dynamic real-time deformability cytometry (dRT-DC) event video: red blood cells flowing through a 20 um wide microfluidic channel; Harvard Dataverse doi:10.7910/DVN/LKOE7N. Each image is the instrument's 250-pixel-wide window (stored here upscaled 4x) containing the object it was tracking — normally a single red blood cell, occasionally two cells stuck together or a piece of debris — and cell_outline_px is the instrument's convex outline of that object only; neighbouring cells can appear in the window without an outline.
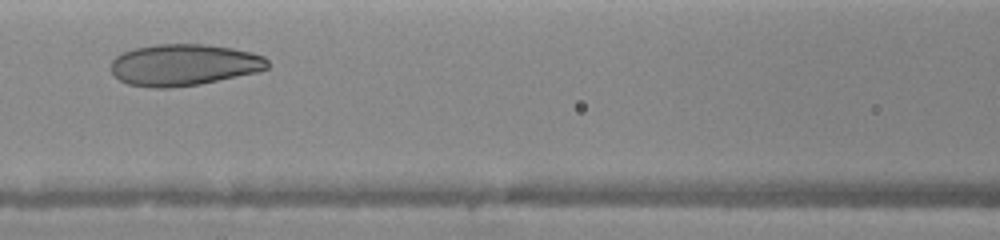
{"species": "human", "species_latin": "Homo sapiens", "temperature_condition": "warm", "stored_images_in_passage": 11, "camera_frame_rate_fps": 3000, "um_per_image_px": 0.085, "donor": {"sex": "female"}, "frame": {"image": 1, "passage_image": 4, "time_ms": 2.0, "image_size_px": [1000, 240], "cell_outline_px": [[268, 68], [256, 72], [200, 84], [168, 88], [152, 88], [128, 84], [120, 80], [112, 72], [112, 60], [116, 56], [124, 52], [136, 48], [156, 44], [208, 44], [232, 48], [252, 52], [264, 56], [268, 60]], "centroid_in_image_um": [15.64, 5.51], "position_along_channel_um": 151.0, "area_um2": 37.86}}
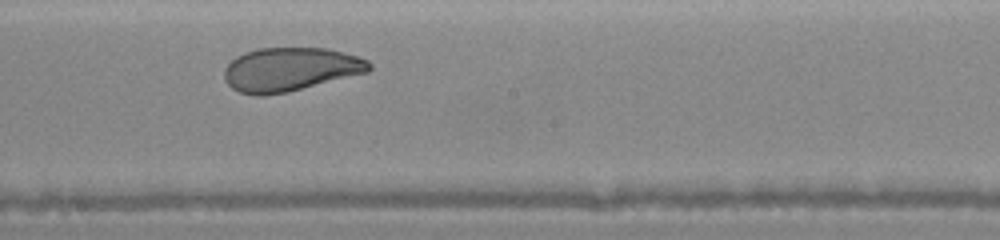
{"frame": {"image": 2, "passage_image": 7, "time_ms": 3.667, "image_size_px": [1000, 240], "cell_outline_px": [[372, 68], [368, 72], [288, 92], [260, 96], [256, 96], [240, 92], [232, 88], [224, 80], [224, 68], [236, 56], [244, 52], [260, 48], [328, 48], [356, 56], [368, 60], [372, 64]], "centroid_in_image_um": [24.66, 5.9], "position_along_channel_um": 223.5, "area_um2": 36.93}}